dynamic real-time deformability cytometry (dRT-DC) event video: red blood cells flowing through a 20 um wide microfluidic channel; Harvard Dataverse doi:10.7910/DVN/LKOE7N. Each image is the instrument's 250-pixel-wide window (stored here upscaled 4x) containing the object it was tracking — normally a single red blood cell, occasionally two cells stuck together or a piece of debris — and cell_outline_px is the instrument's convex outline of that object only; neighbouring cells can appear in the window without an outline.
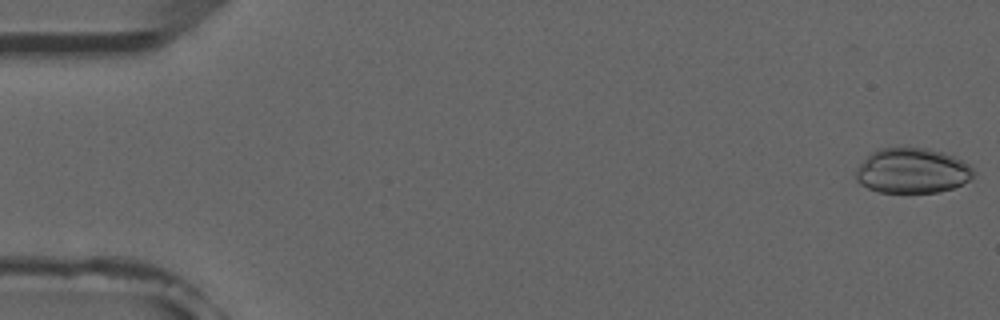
{"species": "common noctule bat (a hibernating species)", "species_latin": "Nyctalus noctula", "temperature_condition": "room temperature", "stored_images_in_passage": 5, "camera_frame_rate_fps": 3000, "um_per_image_px": 0.085, "animal": {"sex": "male", "forearm_length_mm": 52.5}, "frame": {"image": 1, "passage_image": 1, "time_ms": 0.0, "image_size_px": [1000, 320], "cell_outline_px": [[976, 172], [972, 180], [952, 188], [940, 192], [880, 192], [868, 188], [860, 184], [856, 180], [856, 168], [876, 148], [928, 148], [944, 152], [968, 164]], "centroid_in_image_um": [77.55, 14.51], "position_along_channel_um": 7.4, "area_um2": 30.98}}